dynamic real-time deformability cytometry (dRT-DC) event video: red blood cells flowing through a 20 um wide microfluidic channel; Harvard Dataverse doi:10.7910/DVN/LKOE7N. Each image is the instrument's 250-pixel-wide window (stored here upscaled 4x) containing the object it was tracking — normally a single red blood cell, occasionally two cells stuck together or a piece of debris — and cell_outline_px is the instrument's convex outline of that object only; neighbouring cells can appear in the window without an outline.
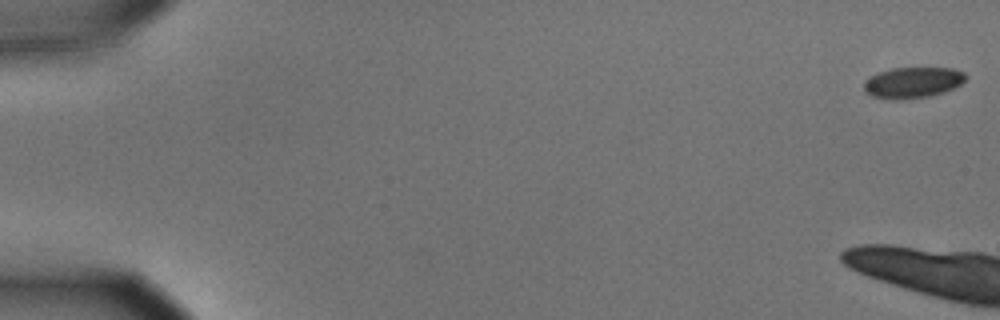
{"species": "common noctule bat (a hibernating species)", "species_latin": "Nyctalus noctula", "temperature_condition": "cold", "stored_images_in_passage": 4, "camera_frame_rate_fps": 3000, "um_per_image_px": 0.085, "animal": {"sex": "male", "body_mass_g": 15.6}, "frame": {"image": 1, "passage_image": 1, "time_ms": 0.0, "image_size_px": [1000, 320], "cell_outline_px": [[968, 76], [960, 84], [944, 92], [928, 96], [900, 100], [888, 100], [872, 96], [864, 92], [864, 84], [872, 76], [880, 72], [892, 68], [952, 68], [964, 72]], "centroid_in_image_um": [77.58, 7.03], "position_along_channel_um": 7.4, "area_um2": 18.26}}